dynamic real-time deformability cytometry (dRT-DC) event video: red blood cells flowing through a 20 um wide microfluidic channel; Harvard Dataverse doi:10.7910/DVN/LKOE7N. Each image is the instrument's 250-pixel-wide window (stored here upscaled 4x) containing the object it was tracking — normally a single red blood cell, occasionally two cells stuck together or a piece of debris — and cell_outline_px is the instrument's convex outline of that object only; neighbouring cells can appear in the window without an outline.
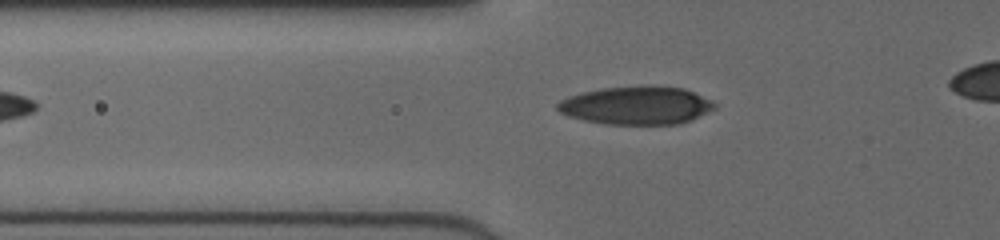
{"species": "human", "species_latin": "Homo sapiens", "temperature_condition": "cold", "stored_images_in_passage": 31, "camera_frame_rate_fps": 3000, "um_per_image_px": 0.085, "donor": {"sex": "female"}, "frame": {"image": 1, "passage_image": 2, "time_ms": 0.333, "image_size_px": [1000, 240], "cell_outline_px": [[716, 108], [692, 120], [676, 124], [604, 124], [584, 120], [568, 116], [560, 112], [556, 108], [556, 104], [560, 100], [568, 96], [580, 92], [604, 88], [648, 84], [684, 88], [712, 100], [716, 104]], "centroid_in_image_um": [54.1, 8.94], "position_along_channel_um": 71.7, "area_um2": 35.37}}
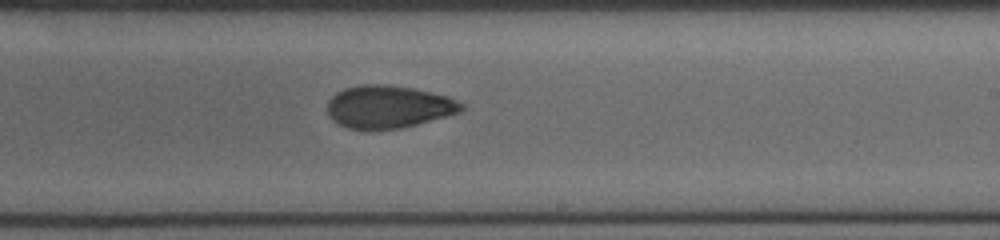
{"frame": {"image": 2, "passage_image": 16, "time_ms": 5.0, "image_size_px": [1000, 240], "cell_outline_px": [[464, 108], [460, 112], [416, 124], [400, 128], [348, 128], [336, 124], [328, 116], [328, 100], [336, 92], [344, 88], [360, 84], [384, 84], [412, 88], [448, 96], [464, 104]], "centroid_in_image_um": [32.99, 9.06], "position_along_channel_um": 256.0, "area_um2": 33.06}}
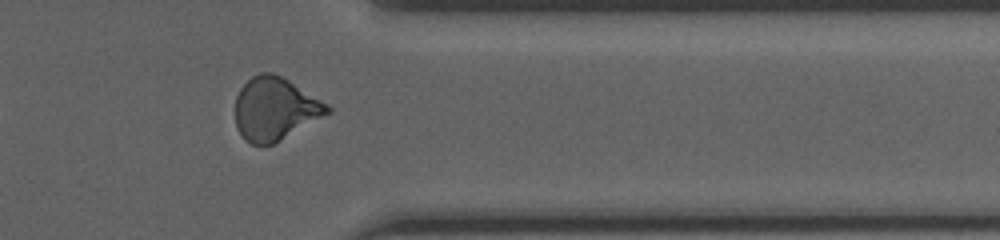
{"frame": {"image": 3, "passage_image": 26, "time_ms": 8.333, "image_size_px": [1000, 240], "cell_outline_px": [[332, 112], [272, 144], [252, 144], [244, 140], [236, 128], [236, 96], [240, 88], [252, 76], [260, 72], [272, 72], [288, 80], [328, 104], [332, 108]], "centroid_in_image_um": [23.36, 9.24], "position_along_channel_um": 388.0, "area_um2": 33.52}}